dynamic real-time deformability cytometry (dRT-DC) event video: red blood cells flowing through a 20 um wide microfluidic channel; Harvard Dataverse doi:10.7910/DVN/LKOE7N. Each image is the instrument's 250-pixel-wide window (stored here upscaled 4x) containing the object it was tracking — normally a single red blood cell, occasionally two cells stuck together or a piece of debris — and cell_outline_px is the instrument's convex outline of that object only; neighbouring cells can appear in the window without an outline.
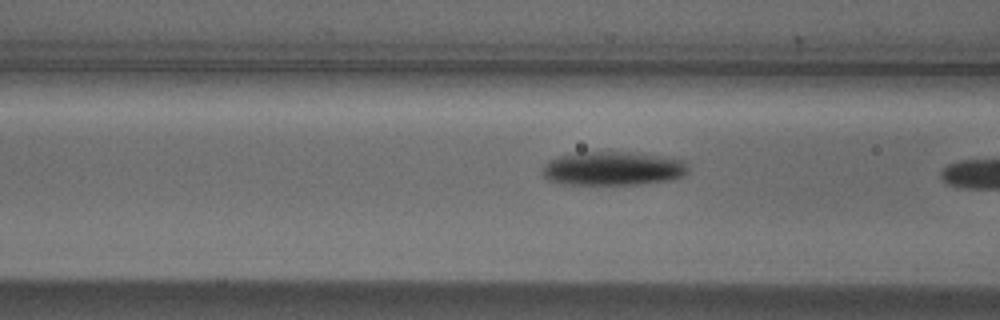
{"species": "Egyptian fruit bat (a non-hibernating species)", "species_latin": "Rousettus aegyptiacus", "temperature_condition": "cold", "stored_images_in_passage": 7, "camera_frame_rate_fps": 3000, "um_per_image_px": 0.085, "animal": {"sex": "male"}, "frame": {"image": 1, "passage_image": 6, "time_ms": 1.667, "image_size_px": [1000, 320], "cell_outline_px": [[688, 172], [684, 176], [672, 180], [640, 184], [560, 184], [548, 180], [540, 172], [544, 164], [560, 156], [584, 152], [632, 152], [660, 156], [684, 160], [688, 168]], "centroid_in_image_um": [52.11, 14.33], "position_along_channel_um": 114.5, "area_um2": 28.78}}